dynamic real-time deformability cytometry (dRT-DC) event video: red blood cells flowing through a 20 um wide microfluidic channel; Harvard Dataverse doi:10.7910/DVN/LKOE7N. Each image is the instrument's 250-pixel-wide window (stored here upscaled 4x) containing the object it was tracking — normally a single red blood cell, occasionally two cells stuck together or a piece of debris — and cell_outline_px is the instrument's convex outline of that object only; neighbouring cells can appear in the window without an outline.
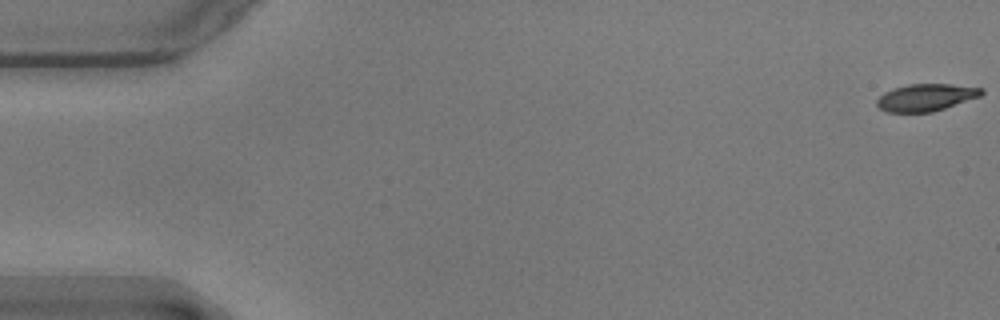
{"species": "common noctule bat (a hibernating species)", "species_latin": "Nyctalus noctula", "temperature_condition": "warm", "stored_images_in_passage": 57, "camera_frame_rate_fps": 3000, "um_per_image_px": 0.085, "animal": {"sex": "male", "body_mass_g": 17.9}, "frame": {"image": 1, "passage_image": 1, "time_ms": 0.0, "image_size_px": [1000, 320], "cell_outline_px": [[984, 92], [980, 96], [932, 112], [884, 112], [876, 104], [876, 100], [884, 92], [892, 88], [908, 84], [952, 84], [984, 88]], "centroid_in_image_um": [78.68, 8.27], "position_along_channel_um": 6.3, "area_um2": 16.59}}
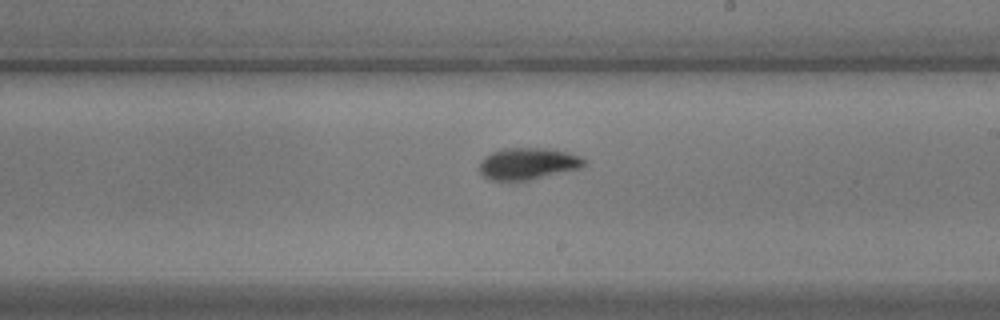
{"frame": {"image": 2, "passage_image": 33, "time_ms": 10.667, "image_size_px": [1000, 320], "cell_outline_px": [[588, 160], [580, 168], [528, 180], [488, 180], [480, 172], [480, 160], [484, 156], [492, 152], [504, 148], [552, 148], [568, 152], [580, 156]], "centroid_in_image_um": [44.87, 13.89], "position_along_channel_um": 244.1, "area_um2": 19.42}}
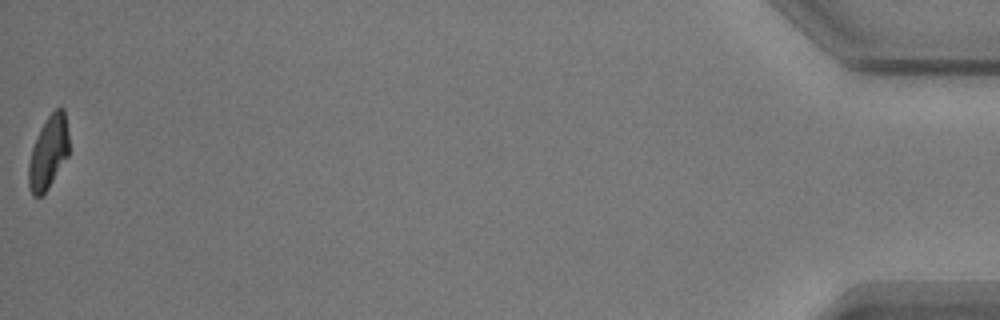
{"frame": {"image": 3, "passage_image": 57, "time_ms": 18.667, "image_size_px": [1000, 320], "cell_outline_px": [[68, 156], [48, 188], [40, 196], [32, 196], [28, 184], [28, 164], [32, 148], [48, 116], [56, 108], [64, 108], [68, 132]], "centroid_in_image_um": [4.11, 12.98], "position_along_channel_um": 431.1, "area_um2": 16.82}, "authors_computed_cell_mechanics": {"area_um2": 18.496, "velocity_mm_per_s": 3.5684, "shape_relaxation_time_tau1_ms": 2.797, "shape_relaxation_time_tau2_ms": 2.0289, "deformation_change_tau1": 0.1455, "deformation_change_tau2": 0.069}}